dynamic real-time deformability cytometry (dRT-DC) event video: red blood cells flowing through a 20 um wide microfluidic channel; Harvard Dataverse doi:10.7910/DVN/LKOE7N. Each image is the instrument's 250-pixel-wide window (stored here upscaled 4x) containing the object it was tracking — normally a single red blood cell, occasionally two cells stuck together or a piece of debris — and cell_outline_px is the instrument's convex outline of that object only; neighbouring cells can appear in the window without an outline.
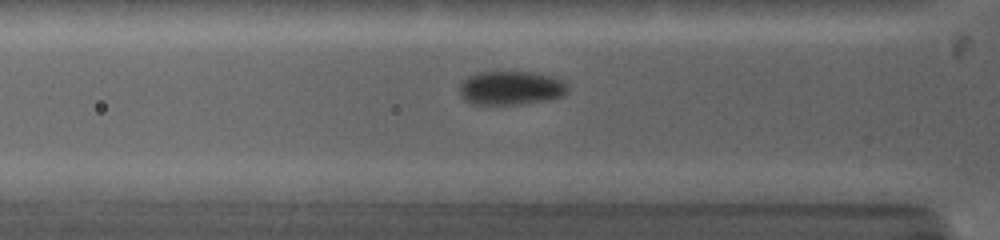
{"species": "common noctule bat (a hibernating species)", "species_latin": "Nyctalus noctula", "temperature_condition": "warm", "stored_images_in_passage": 23, "camera_frame_rate_fps": 5000, "um_per_image_px": 0.085, "animal": {"sex": "female", "body_mass_g": 19.0, "forearm_length_mm": 53.3}, "frame": {"image": 1, "passage_image": 10, "time_ms": 3.2, "image_size_px": [1000, 240], "cell_outline_px": [[568, 92], [564, 96], [548, 100], [528, 104], [472, 104], [464, 100], [460, 96], [460, 80], [476, 72], [532, 72], [552, 76], [564, 80], [568, 88]], "centroid_in_image_um": [43.43, 7.48], "position_along_channel_um": 82.4, "area_um2": 21.79}}
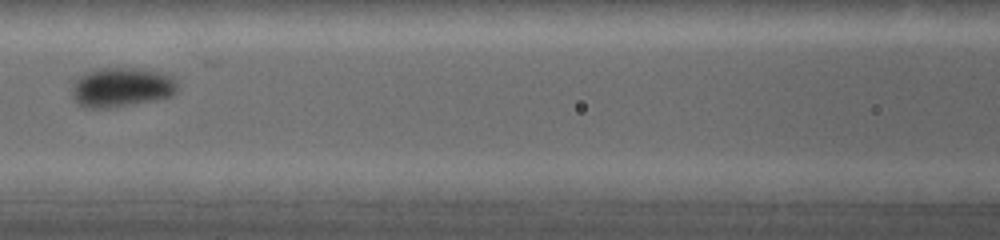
{"frame": {"image": 2, "passage_image": 15, "time_ms": 5.0, "image_size_px": [1000, 240], "cell_outline_px": [[180, 88], [172, 96], [152, 100], [108, 108], [84, 108], [76, 104], [72, 96], [72, 84], [84, 72], [92, 68], [136, 68], [156, 72], [172, 76], [176, 80]], "centroid_in_image_um": [10.29, 7.41], "position_along_channel_um": 156.3, "area_um2": 24.51}}
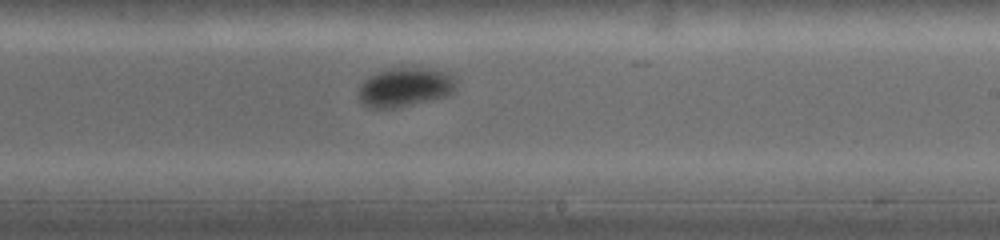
{"frame": {"image": 3, "passage_image": 22, "time_ms": 7.4, "image_size_px": [1000, 240], "cell_outline_px": [[456, 88], [448, 96], [396, 108], [368, 108], [360, 100], [360, 84], [364, 80], [388, 68], [428, 68], [448, 72], [456, 76]], "centroid_in_image_um": [34.49, 7.41], "position_along_channel_um": 254.5, "area_um2": 22.25}}